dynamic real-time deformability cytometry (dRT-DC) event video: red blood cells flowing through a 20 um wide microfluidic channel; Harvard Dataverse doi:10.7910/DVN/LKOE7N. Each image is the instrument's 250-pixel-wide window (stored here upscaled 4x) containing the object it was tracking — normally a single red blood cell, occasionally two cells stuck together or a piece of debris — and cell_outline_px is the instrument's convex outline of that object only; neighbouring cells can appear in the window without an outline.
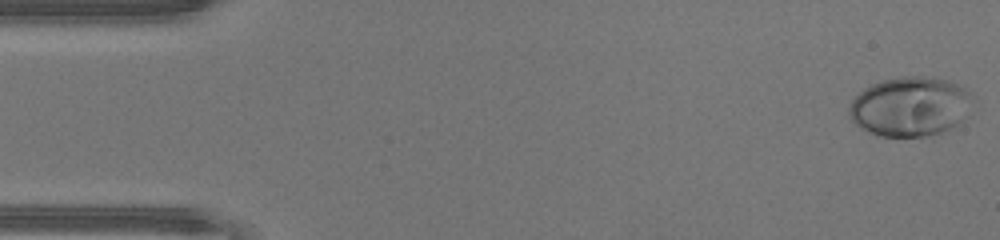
{"species": "human", "species_latin": "Homo sapiens", "temperature_condition": "warm", "stored_images_in_passage": 46, "camera_frame_rate_fps": 3000, "um_per_image_px": 0.085, "donor": {"sex": "male"}, "frame": {"image": 1, "passage_image": 1, "time_ms": 0.0, "image_size_px": [1000, 240], "cell_outline_px": [[976, 100], [968, 116], [952, 128], [940, 132], [924, 136], [876, 136], [860, 128], [852, 120], [848, 112], [848, 108], [852, 100], [864, 88], [872, 84], [884, 80], [904, 76], [924, 76], [948, 80], [972, 92], [976, 96]], "centroid_in_image_um": [77.43, 9.05], "position_along_channel_um": 7.6, "area_um2": 43.41}}
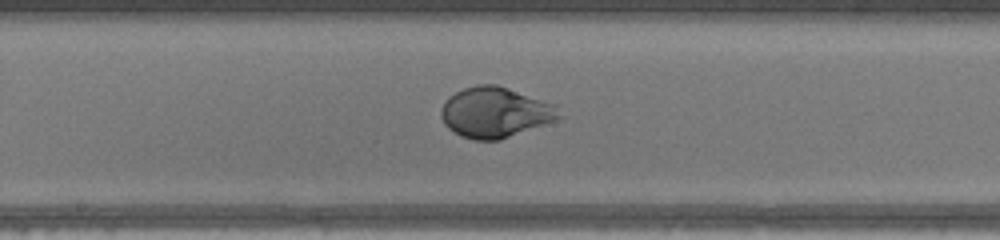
{"frame": {"image": 2, "passage_image": 24, "time_ms": 7.667, "image_size_px": [1000, 240], "cell_outline_px": [[560, 116], [556, 120], [500, 140], [472, 140], [460, 136], [448, 128], [444, 124], [440, 116], [440, 108], [444, 100], [456, 92], [464, 88], [476, 84], [496, 84], [556, 104]], "centroid_in_image_um": [42.04, 9.55], "position_along_channel_um": 206.2, "area_um2": 34.8}}
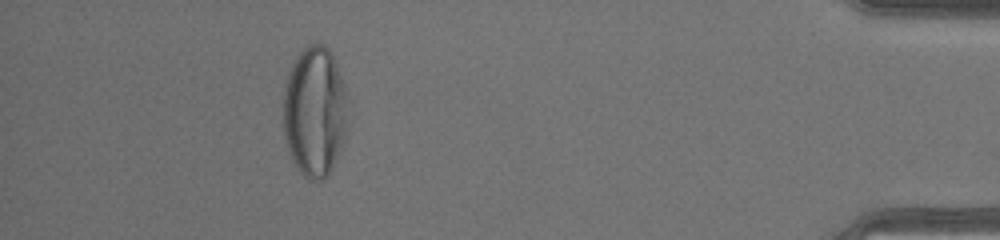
{"frame": {"image": 3, "passage_image": 42, "time_ms": 13.667, "image_size_px": [1000, 240], "cell_outline_px": [[348, 100], [344, 136], [340, 148], [332, 168], [328, 176], [324, 180], [308, 180], [296, 168], [288, 152], [284, 136], [284, 84], [288, 72], [296, 56], [308, 44], [324, 44], [328, 48], [344, 80], [348, 92]], "centroid_in_image_um": [26.75, 9.49], "position_along_channel_um": 408.5, "area_um2": 49.48}, "authors_computed_cell_mechanics": {"area_um2": 37.8879, "velocity_mm_per_s": 4.4182, "shape_relaxation_time_tau1_ms": 3.0247, "shape_relaxation_time_tau2_ms": null, "deformation_change_tau1": 0.2254, "deformation_change_tau2": null}}